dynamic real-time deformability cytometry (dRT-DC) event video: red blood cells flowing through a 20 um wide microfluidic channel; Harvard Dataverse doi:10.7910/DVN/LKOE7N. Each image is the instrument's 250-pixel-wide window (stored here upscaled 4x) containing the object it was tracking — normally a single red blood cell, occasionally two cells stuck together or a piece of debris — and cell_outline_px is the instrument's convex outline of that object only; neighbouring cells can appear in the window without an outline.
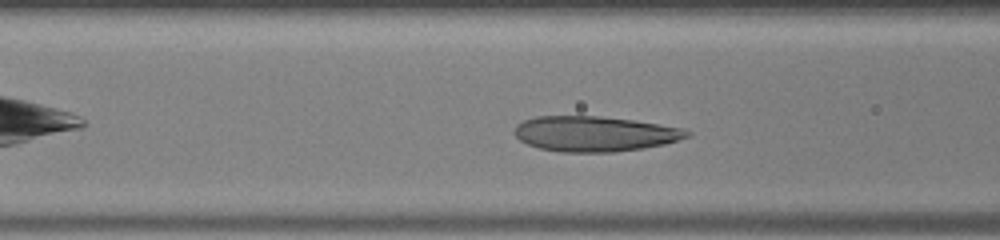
{"species": "human", "species_latin": "Homo sapiens", "temperature_condition": "warm", "stored_images_in_passage": 38, "camera_frame_rate_fps": 3000, "um_per_image_px": 0.085, "donor": {"sex": "male"}, "frame": {"image": 1, "passage_image": 14, "time_ms": 4.333, "image_size_px": [1000, 240], "cell_outline_px": [[692, 136], [664, 144], [644, 148], [612, 152], [560, 152], [540, 148], [528, 144], [520, 140], [516, 136], [516, 124], [524, 120], [536, 116], [600, 116], [632, 120], [684, 128], [692, 132]], "centroid_in_image_um": [50.58, 11.37], "position_along_channel_um": 116.0, "area_um2": 35.43}}
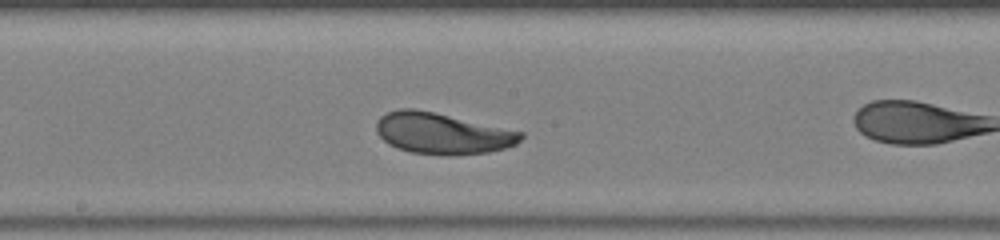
{"frame": {"image": 2, "passage_image": 21, "time_ms": 6.667, "image_size_px": [1000, 240], "cell_outline_px": [[524, 136], [516, 144], [504, 148], [488, 152], [444, 156], [412, 152], [396, 148], [388, 144], [376, 132], [376, 120], [380, 116], [388, 112], [400, 108], [416, 108], [436, 112], [524, 132]], "centroid_in_image_um": [37.57, 11.33], "position_along_channel_um": 210.6, "area_um2": 34.91}}
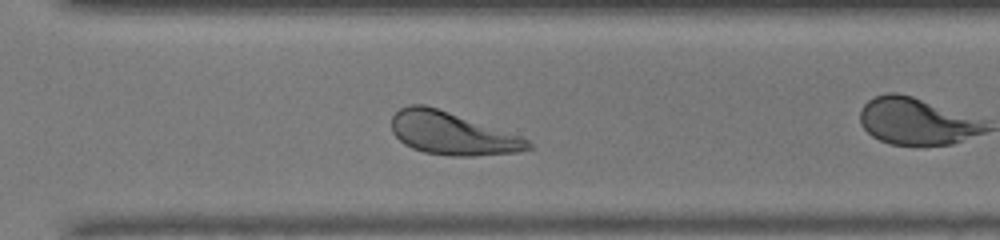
{"frame": {"image": 3, "passage_image": 30, "time_ms": 9.667, "image_size_px": [1000, 240], "cell_outline_px": [[532, 148], [516, 152], [472, 156], [448, 156], [424, 152], [412, 148], [404, 144], [392, 132], [392, 116], [400, 108], [408, 104], [424, 104], [520, 136], [528, 140], [532, 144]], "centroid_in_image_um": [38.38, 11.35], "position_along_channel_um": 332.2, "area_um2": 33.52}, "authors_computed_cell_mechanics": {"area_um2": 34.7378, "velocity_mm_per_s": 4.071, "shape_relaxation_time_tau1_ms": 3.1581, "shape_relaxation_time_tau2_ms": 4.2681, "deformation_change_tau1": 0.1453, "deformation_change_tau2": 0.1196}}